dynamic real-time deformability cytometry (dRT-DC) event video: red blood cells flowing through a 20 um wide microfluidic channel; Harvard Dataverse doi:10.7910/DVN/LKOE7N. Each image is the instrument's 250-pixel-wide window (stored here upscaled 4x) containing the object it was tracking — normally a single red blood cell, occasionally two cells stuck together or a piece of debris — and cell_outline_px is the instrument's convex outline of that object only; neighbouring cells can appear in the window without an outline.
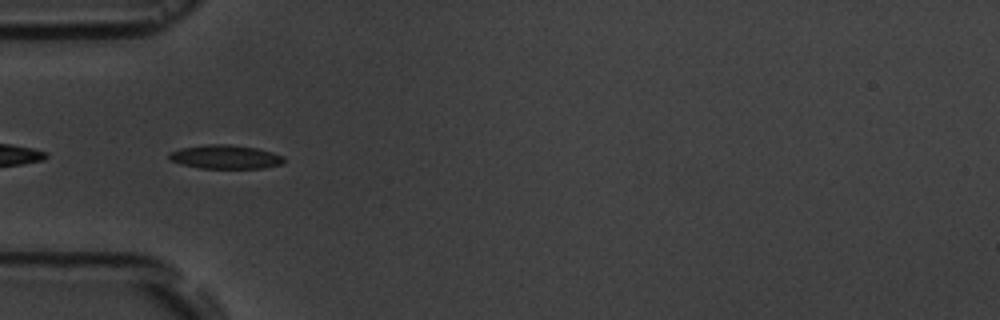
{"species": "common noctule bat (a hibernating species)", "species_latin": "Nyctalus noctula", "temperature_condition": "room temperature", "stored_images_in_passage": 4, "camera_frame_rate_fps": 3000, "um_per_image_px": 0.085, "animal": {"sex": "male", "body_mass_g": 19.5, "forearm_length_mm": 54.6}, "frame": {"image": 1, "passage_image": 4, "time_ms": 3.333, "image_size_px": [1000, 320], "cell_outline_px": [[284, 164], [264, 168], [200, 168], [180, 164], [168, 160], [168, 152], [180, 148], [204, 144], [228, 144], [256, 148], [272, 152], [284, 156]], "centroid_in_image_um": [19.12, 13.33], "position_along_channel_um": 65.9, "area_um2": 16.18}}